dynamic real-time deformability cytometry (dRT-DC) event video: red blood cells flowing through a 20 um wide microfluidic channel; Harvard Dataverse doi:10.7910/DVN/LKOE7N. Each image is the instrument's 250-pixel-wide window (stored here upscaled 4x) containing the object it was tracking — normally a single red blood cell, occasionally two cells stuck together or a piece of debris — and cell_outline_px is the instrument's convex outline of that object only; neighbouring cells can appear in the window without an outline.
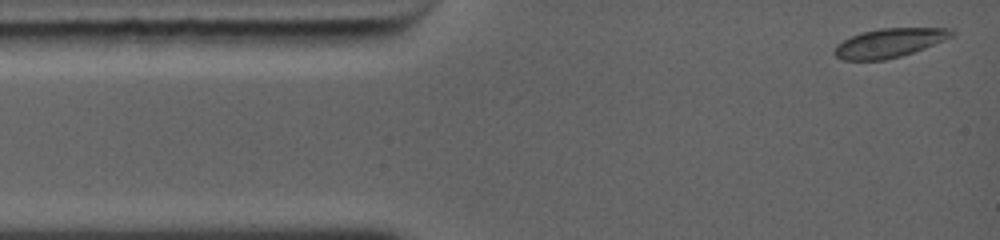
{"species": "common noctule bat (a hibernating species)", "species_latin": "Nyctalus noctula", "temperature_condition": "warm", "stored_images_in_passage": 22, "camera_frame_rate_fps": 5000, "um_per_image_px": 0.085, "animal": {"sex": "female", "body_mass_g": 19.0, "forearm_length_mm": 56.7}, "frame": {"image": 1, "passage_image": 1, "time_ms": 0.0, "image_size_px": [1000, 240], "cell_outline_px": [[956, 32], [952, 36], [944, 40], [912, 52], [900, 56], [884, 60], [844, 60], [836, 56], [832, 52], [836, 44], [860, 32], [880, 28], [952, 28]], "centroid_in_image_um": [75.57, 3.64], "position_along_channel_um": 9.4, "area_um2": 19.71}}
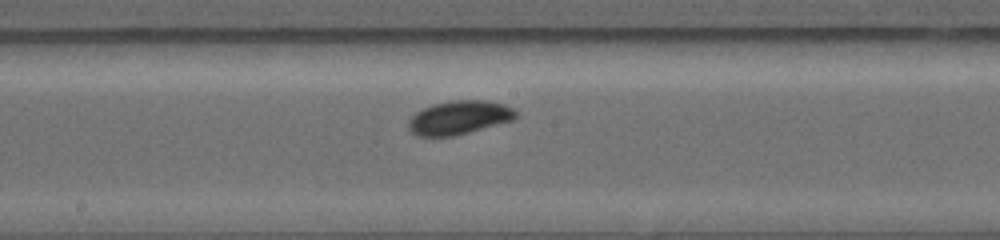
{"frame": {"image": 2, "passage_image": 10, "time_ms": 6.0, "image_size_px": [1000, 240], "cell_outline_px": [[516, 116], [512, 120], [468, 132], [452, 136], [416, 136], [408, 128], [408, 120], [416, 112], [432, 104], [452, 100], [488, 100], [504, 104], [512, 108], [516, 112]], "centroid_in_image_um": [38.99, 9.98], "position_along_channel_um": 209.2, "area_um2": 20.92}}
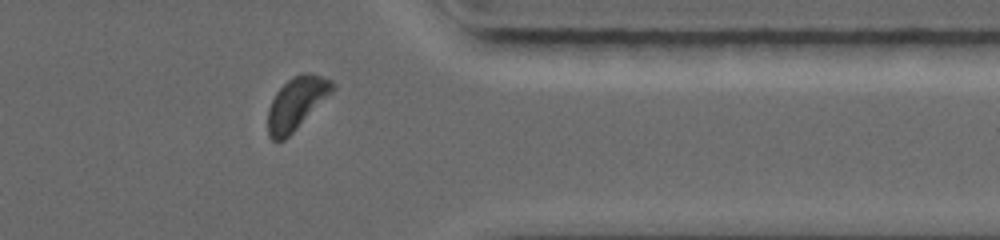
{"frame": {"image": 3, "passage_image": 19, "time_ms": 10.2, "image_size_px": [1000, 240], "cell_outline_px": [[336, 88], [284, 140], [272, 140], [268, 136], [268, 108], [276, 92], [292, 76], [304, 72], [308, 72], [332, 80], [336, 84]], "centroid_in_image_um": [25.2, 8.75], "position_along_channel_um": 386.2, "area_um2": 19.42}, "authors_computed_cell_mechanics": {"area_um2": 19.8254, "velocity_mm_per_s": 4.3864, "shape_relaxation_time_tau1_ms": 2.1558, "shape_relaxation_time_tau2_ms": null, "deformation_change_tau1": 0.0939, "deformation_change_tau2": null}}